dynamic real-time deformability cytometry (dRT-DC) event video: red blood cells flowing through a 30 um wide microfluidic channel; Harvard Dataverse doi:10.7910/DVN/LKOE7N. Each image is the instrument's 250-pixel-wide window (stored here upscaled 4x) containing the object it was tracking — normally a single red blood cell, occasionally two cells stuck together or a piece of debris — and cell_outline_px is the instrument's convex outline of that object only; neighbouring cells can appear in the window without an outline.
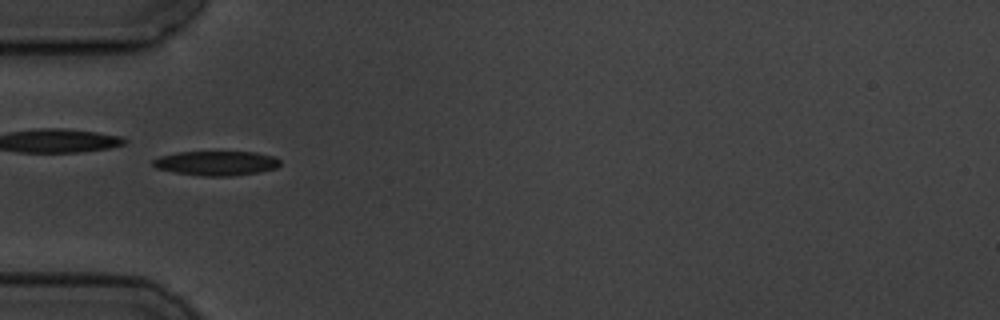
{"species": "common noctule bat (a hibernating species)", "species_latin": "Nyctalus noctula", "temperature_condition": "cold", "stored_images_in_passage": 10, "camera_frame_rate_fps": 3000, "um_per_image_px": 0.085, "animal": {"sex": "male", "body_mass_g": 19.5, "forearm_length_mm": 54.6}, "frame": {"image": 1, "passage_image": 5, "time_ms": 5.333, "image_size_px": [1000, 320], "cell_outline_px": [[280, 164], [276, 168], [256, 172], [232, 176], [204, 176], [176, 172], [156, 168], [152, 164], [152, 160], [160, 156], [176, 152], [256, 152], [272, 156], [280, 160]], "centroid_in_image_um": [18.37, 13.86], "position_along_channel_um": 66.6, "area_um2": 17.98}}
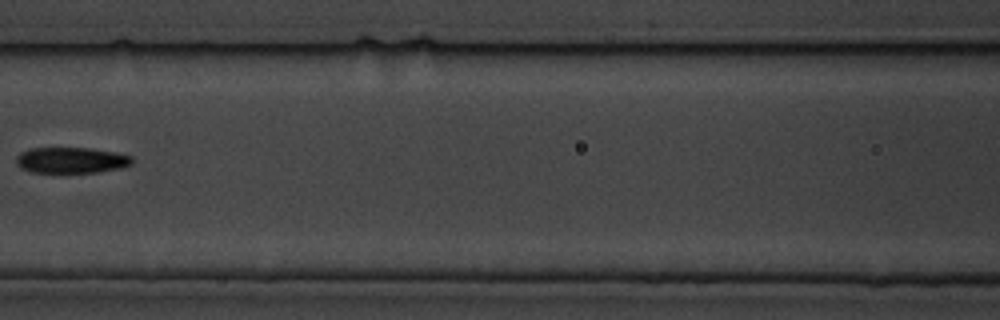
{"frame": {"image": 2, "passage_image": 7, "time_ms": 8.0, "image_size_px": [1000, 320], "cell_outline_px": [[132, 164], [120, 168], [96, 172], [32, 172], [20, 168], [16, 164], [16, 156], [20, 152], [32, 148], [88, 148], [116, 152], [132, 156]], "centroid_in_image_um": [6.04, 13.61], "position_along_channel_um": 160.6, "area_um2": 17.46}}
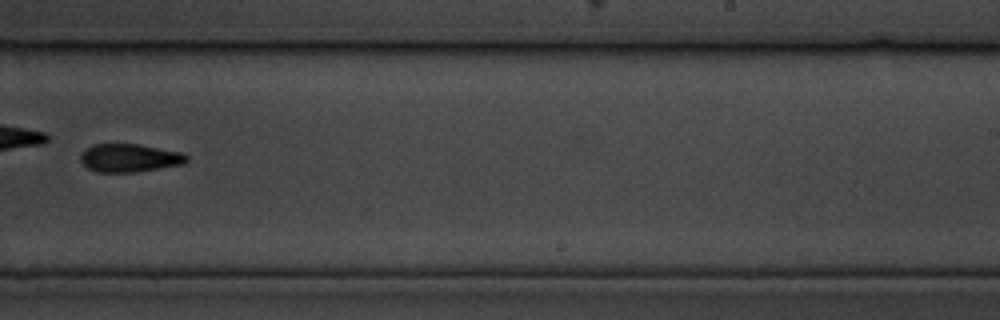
{"frame": {"image": 3, "passage_image": 10, "time_ms": 11.333, "image_size_px": [1000, 320], "cell_outline_px": [[188, 160], [184, 164], [132, 172], [96, 172], [88, 168], [80, 160], [80, 156], [84, 148], [92, 144], [136, 144], [180, 152], [188, 156]], "centroid_in_image_um": [10.96, 13.42], "position_along_channel_um": 278.0, "area_um2": 17.28}}